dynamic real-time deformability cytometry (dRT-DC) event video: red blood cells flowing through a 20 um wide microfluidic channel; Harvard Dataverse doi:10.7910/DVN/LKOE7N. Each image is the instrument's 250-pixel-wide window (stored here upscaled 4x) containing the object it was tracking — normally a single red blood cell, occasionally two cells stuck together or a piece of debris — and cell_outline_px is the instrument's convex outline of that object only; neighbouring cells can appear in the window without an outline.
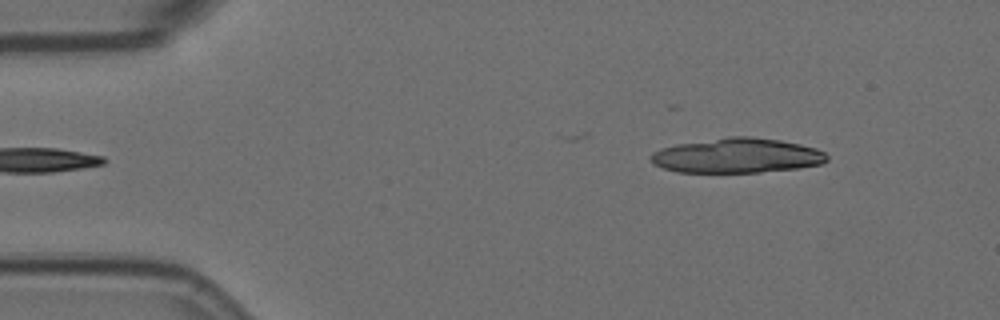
{"species": "Egyptian fruit bat (a non-hibernating species)", "species_latin": "Rousettus aegyptiacus", "temperature_condition": "room temperature", "stored_images_in_passage": 5, "segment_of_instrument_passage": [2, 2], "camera_frame_rate_fps": 3000, "um_per_image_px": 0.085, "animal": {"sex": "female"}, "frame": {"image": 1, "passage_image": 5, "time_ms": 1.333, "image_size_px": [1000, 320], "cell_outline_px": [[828, 160], [820, 164], [800, 168], [760, 172], [676, 172], [652, 164], [648, 156], [652, 152], [660, 148], [676, 144], [728, 136], [752, 136], [780, 140], [800, 144], [816, 148], [824, 152], [828, 156]], "centroid_in_image_um": [62.61, 13.22], "position_along_channel_um": 22.4, "area_um2": 36.01}}